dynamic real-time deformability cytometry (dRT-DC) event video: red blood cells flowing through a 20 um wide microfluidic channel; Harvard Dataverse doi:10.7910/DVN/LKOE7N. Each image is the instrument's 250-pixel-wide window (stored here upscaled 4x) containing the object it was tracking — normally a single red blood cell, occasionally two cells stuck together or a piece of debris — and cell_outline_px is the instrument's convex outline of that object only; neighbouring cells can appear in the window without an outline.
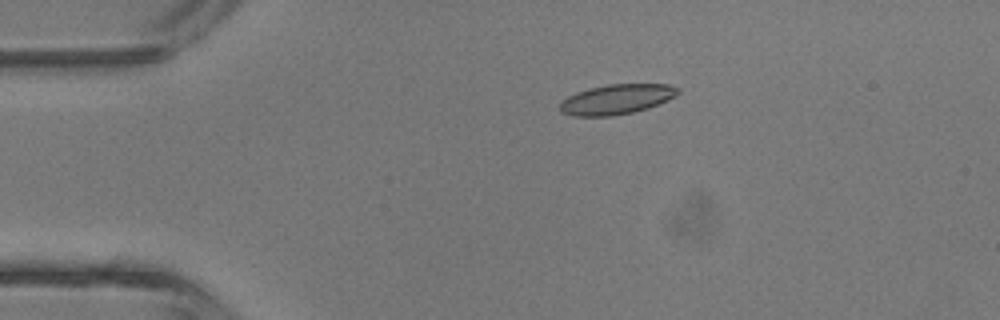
{"species": "common noctule bat (a hibernating species)", "species_latin": "Nyctalus noctula", "temperature_condition": "room temperature", "stored_images_in_passage": 5, "camera_frame_rate_fps": 3000, "um_per_image_px": 0.085, "animal": {"sex": "male", "body_mass_g": 13.3}, "frame": {"image": 1, "passage_image": 3, "time_ms": 2.333, "image_size_px": [1000, 320], "cell_outline_px": [[680, 92], [676, 96], [668, 100], [648, 108], [632, 112], [612, 116], [572, 116], [560, 112], [560, 100], [576, 92], [588, 88], [608, 84], [668, 84], [680, 88]], "centroid_in_image_um": [52.4, 8.43], "position_along_channel_um": 32.6, "area_um2": 20.81}}
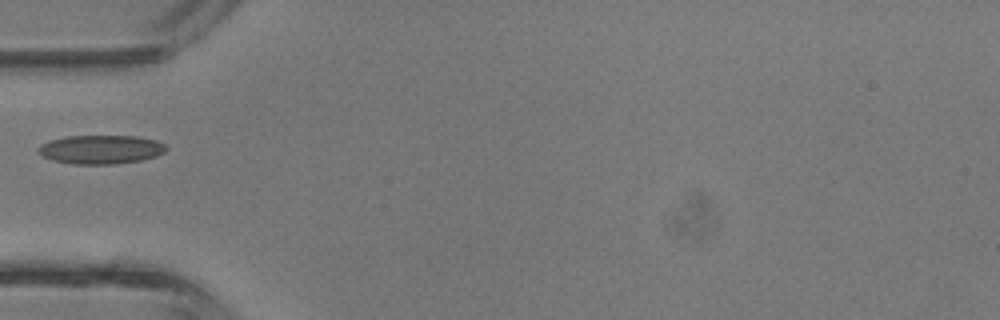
{"frame": {"image": 2, "passage_image": 5, "time_ms": 4.333, "image_size_px": [1000, 320], "cell_outline_px": [[168, 148], [164, 152], [156, 156], [140, 160], [116, 164], [72, 164], [52, 160], [36, 152], [36, 148], [40, 144], [48, 140], [64, 136], [136, 136], [156, 140], [164, 144]], "centroid_in_image_um": [8.52, 12.7], "position_along_channel_um": 76.5, "area_um2": 21.68}}